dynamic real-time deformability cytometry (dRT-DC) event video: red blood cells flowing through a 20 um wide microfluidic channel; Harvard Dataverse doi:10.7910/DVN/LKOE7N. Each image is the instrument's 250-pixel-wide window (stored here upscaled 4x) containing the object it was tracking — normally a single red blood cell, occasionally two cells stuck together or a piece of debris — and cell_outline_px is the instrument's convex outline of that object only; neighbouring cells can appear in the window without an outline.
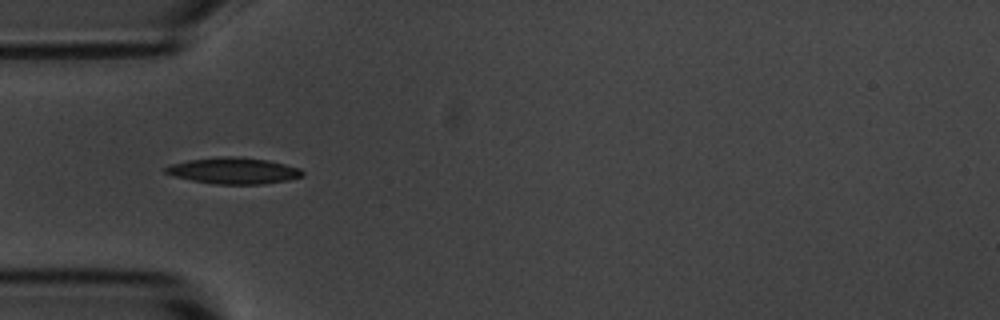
{"species": "common noctule bat (a hibernating species)", "species_latin": "Nyctalus noctula", "temperature_condition": "room temperature", "stored_images_in_passage": 13, "camera_frame_rate_fps": 3000, "um_per_image_px": 0.085, "animal": {"sex": "male", "body_mass_g": 20.1, "forearm_length_mm": 53.5}, "frame": {"image": 1, "passage_image": 3, "time_ms": 3.333, "image_size_px": [1000, 320], "cell_outline_px": [[304, 176], [288, 180], [264, 184], [216, 184], [192, 180], [172, 176], [164, 172], [164, 168], [172, 164], [188, 160], [216, 156], [240, 156], [268, 160], [300, 168], [304, 172]], "centroid_in_image_um": [19.86, 14.5], "position_along_channel_um": 65.1, "area_um2": 21.15}}
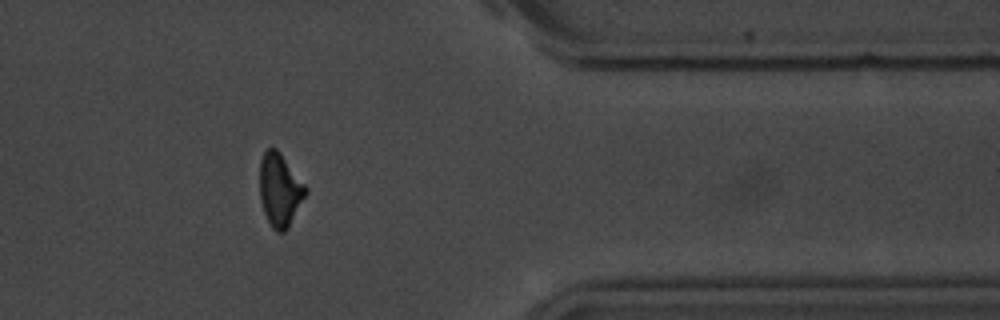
{"frame": {"image": 2, "passage_image": 11, "time_ms": 12.667, "image_size_px": [1000, 320], "cell_outline_px": [[308, 192], [288, 228], [284, 232], [276, 232], [272, 228], [264, 212], [260, 200], [260, 160], [264, 152], [268, 148], [276, 148], [280, 152], [308, 188]], "centroid_in_image_um": [23.8, 16.15], "position_along_channel_um": 387.6, "area_um2": 19.59}}
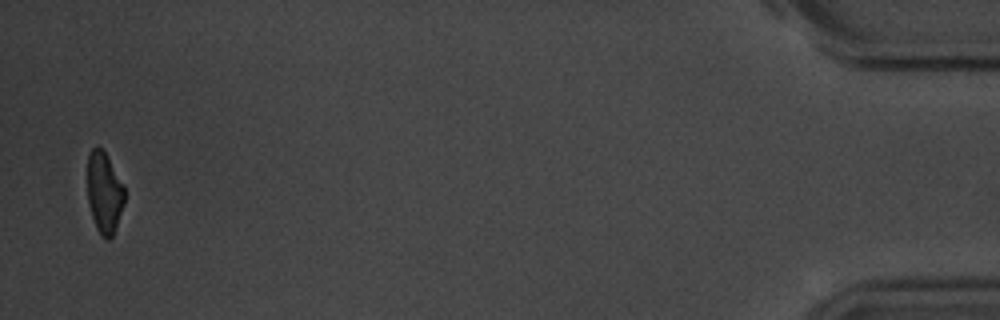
{"frame": {"image": 3, "passage_image": 13, "time_ms": 15.667, "image_size_px": [1000, 320], "cell_outline_px": [[124, 204], [112, 236], [108, 240], [104, 240], [100, 236], [96, 228], [88, 204], [88, 152], [92, 148], [100, 148], [104, 152], [124, 184]], "centroid_in_image_um": [8.86, 16.41], "position_along_channel_um": 426.3, "area_um2": 17.46}, "authors_computed_cell_mechanics": {"area_um2": 19.4786, "velocity_mm_per_s": 3.6546, "shape_relaxation_time_tau1_ms": 3.6437, "shape_relaxation_time_tau2_ms": 4.8179, "deformation_change_tau1": 0.122, "deformation_change_tau2": 0.1137}}